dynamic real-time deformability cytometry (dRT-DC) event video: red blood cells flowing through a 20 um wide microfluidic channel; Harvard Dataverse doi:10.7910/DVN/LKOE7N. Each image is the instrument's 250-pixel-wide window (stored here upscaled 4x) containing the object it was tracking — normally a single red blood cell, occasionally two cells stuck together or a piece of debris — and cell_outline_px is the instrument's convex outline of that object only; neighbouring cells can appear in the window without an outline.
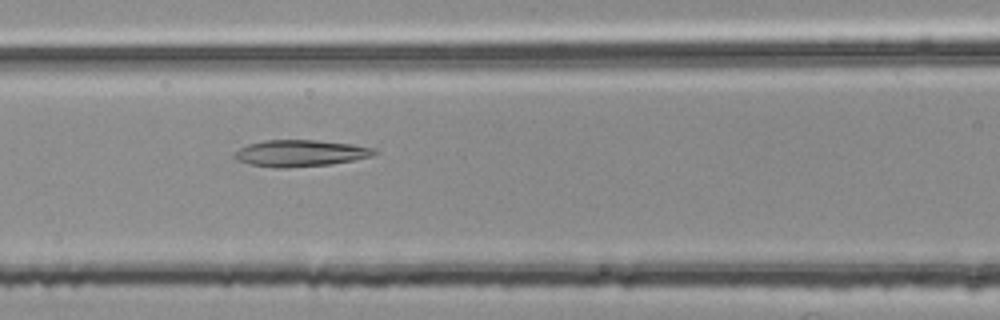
{"species": "common noctule bat (a hibernating species)", "species_latin": "Nyctalus noctula", "temperature_condition": "room temperature", "stored_images_in_passage": 32, "camera_frame_rate_fps": 3000, "um_per_image_px": 0.085, "animal": {"sex": "female", "body_mass_g": 25.1}, "frame": {"image": 1, "passage_image": 9, "time_ms": 2.667, "image_size_px": [1000, 320], "cell_outline_px": [[380, 152], [372, 156], [332, 164], [288, 168], [272, 168], [248, 164], [236, 160], [232, 156], [232, 152], [248, 144], [264, 140], [320, 140], [352, 144], [376, 148]], "centroid_in_image_um": [25.51, 13.02], "position_along_channel_um": 141.1, "area_um2": 22.08}}
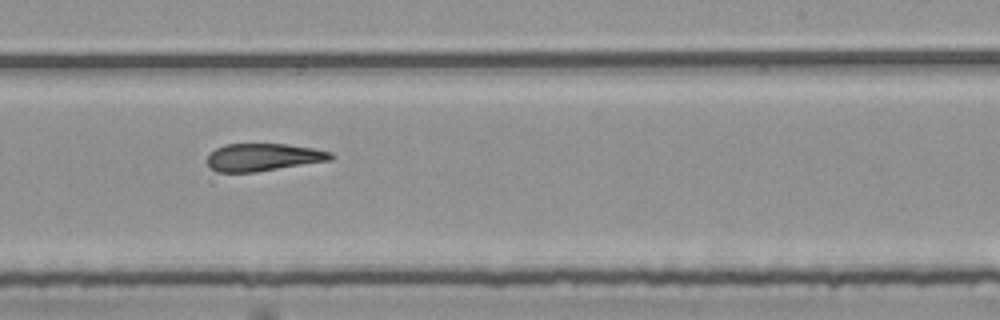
{"frame": {"image": 2, "passage_image": 19, "time_ms": 6.0, "image_size_px": [1000, 320], "cell_outline_px": [[336, 156], [332, 160], [256, 172], [216, 172], [208, 164], [208, 156], [216, 148], [224, 144], [288, 144], [312, 148], [332, 152]], "centroid_in_image_um": [22.42, 13.36], "position_along_channel_um": 266.6, "area_um2": 19.88}}
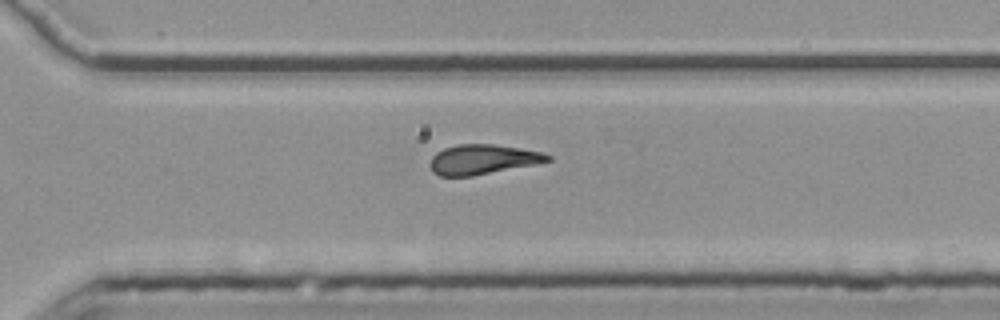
{"frame": {"image": 3, "passage_image": 24, "time_ms": 7.667, "image_size_px": [1000, 320], "cell_outline_px": [[552, 160], [536, 164], [472, 176], [440, 176], [432, 172], [428, 164], [432, 156], [436, 152], [444, 148], [456, 144], [492, 144], [520, 148], [544, 152], [552, 156]], "centroid_in_image_um": [41.01, 13.55], "position_along_channel_um": 329.6, "area_um2": 20.63}, "authors_computed_cell_mechanics": {"area_um2": 20.6346, "velocity_mm_per_s": 3.785, "shape_relaxation_time_tau1_ms": null, "shape_relaxation_time_tau2_ms": 5.8728, "deformation_change_tau1": null, "deformation_change_tau2": 0.192}}